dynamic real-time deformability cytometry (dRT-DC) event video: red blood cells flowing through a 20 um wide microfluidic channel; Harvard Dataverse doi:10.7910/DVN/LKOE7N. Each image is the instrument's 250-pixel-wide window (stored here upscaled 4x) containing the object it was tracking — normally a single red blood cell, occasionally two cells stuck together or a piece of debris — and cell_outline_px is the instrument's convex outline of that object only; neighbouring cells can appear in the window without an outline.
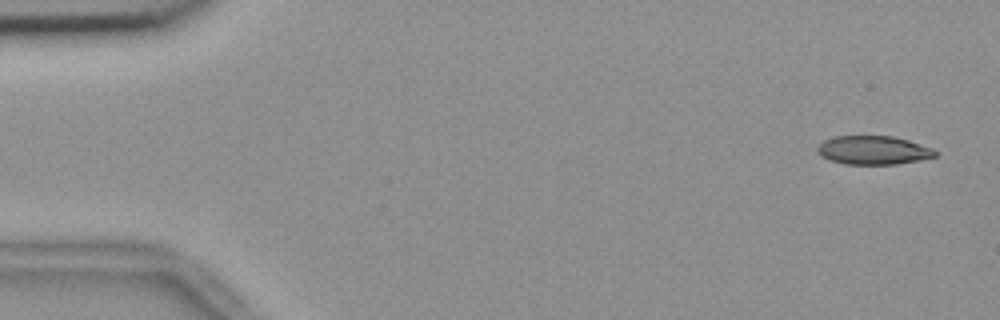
{"species": "common noctule bat (a hibernating species)", "species_latin": "Nyctalus noctula", "temperature_condition": "room temperature", "stored_images_in_passage": 5, "segment_of_instrument_passage": [1, 2], "camera_frame_rate_fps": 3000, "um_per_image_px": 0.085, "animal": {"sex": "female", "body_mass_g": 18.4}, "frame": {"image": 1, "passage_image": 1, "time_ms": 0.0, "image_size_px": [1000, 320], "cell_outline_px": [[936, 156], [896, 164], [844, 164], [828, 160], [820, 156], [816, 148], [824, 140], [832, 136], [892, 136], [908, 140], [932, 148], [936, 152]], "centroid_in_image_um": [74.17, 12.76], "position_along_channel_um": 10.8, "area_um2": 19.59}}